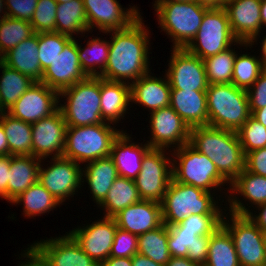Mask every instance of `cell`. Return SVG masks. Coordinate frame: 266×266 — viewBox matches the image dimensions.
Segmentation results:
<instances>
[{
  "label": "cell",
  "mask_w": 266,
  "mask_h": 266,
  "mask_svg": "<svg viewBox=\"0 0 266 266\" xmlns=\"http://www.w3.org/2000/svg\"><path fill=\"white\" fill-rule=\"evenodd\" d=\"M171 1L187 2V1H194V0H156L155 2H171Z\"/></svg>",
  "instance_id": "64"
},
{
  "label": "cell",
  "mask_w": 266,
  "mask_h": 266,
  "mask_svg": "<svg viewBox=\"0 0 266 266\" xmlns=\"http://www.w3.org/2000/svg\"><path fill=\"white\" fill-rule=\"evenodd\" d=\"M138 253V235L117 227L109 257L131 258Z\"/></svg>",
  "instance_id": "47"
},
{
  "label": "cell",
  "mask_w": 266,
  "mask_h": 266,
  "mask_svg": "<svg viewBox=\"0 0 266 266\" xmlns=\"http://www.w3.org/2000/svg\"><path fill=\"white\" fill-rule=\"evenodd\" d=\"M92 223L83 228L78 227L69 234L81 249L99 264L110 255L117 223L111 217H103L102 220Z\"/></svg>",
  "instance_id": "19"
},
{
  "label": "cell",
  "mask_w": 266,
  "mask_h": 266,
  "mask_svg": "<svg viewBox=\"0 0 266 266\" xmlns=\"http://www.w3.org/2000/svg\"><path fill=\"white\" fill-rule=\"evenodd\" d=\"M67 98L60 103L67 126H88L104 123L101 115L100 77H87L59 92V97ZM67 103V104H66Z\"/></svg>",
  "instance_id": "7"
},
{
  "label": "cell",
  "mask_w": 266,
  "mask_h": 266,
  "mask_svg": "<svg viewBox=\"0 0 266 266\" xmlns=\"http://www.w3.org/2000/svg\"><path fill=\"white\" fill-rule=\"evenodd\" d=\"M244 154L266 147V127L252 115L236 132Z\"/></svg>",
  "instance_id": "43"
},
{
  "label": "cell",
  "mask_w": 266,
  "mask_h": 266,
  "mask_svg": "<svg viewBox=\"0 0 266 266\" xmlns=\"http://www.w3.org/2000/svg\"><path fill=\"white\" fill-rule=\"evenodd\" d=\"M101 115L104 122L117 123L131 102L130 83L108 81L100 77ZM125 113V114H124Z\"/></svg>",
  "instance_id": "27"
},
{
  "label": "cell",
  "mask_w": 266,
  "mask_h": 266,
  "mask_svg": "<svg viewBox=\"0 0 266 266\" xmlns=\"http://www.w3.org/2000/svg\"><path fill=\"white\" fill-rule=\"evenodd\" d=\"M98 266H132L131 258L126 257H108Z\"/></svg>",
  "instance_id": "55"
},
{
  "label": "cell",
  "mask_w": 266,
  "mask_h": 266,
  "mask_svg": "<svg viewBox=\"0 0 266 266\" xmlns=\"http://www.w3.org/2000/svg\"><path fill=\"white\" fill-rule=\"evenodd\" d=\"M203 266H240L232 236L223 226L209 236L207 261Z\"/></svg>",
  "instance_id": "33"
},
{
  "label": "cell",
  "mask_w": 266,
  "mask_h": 266,
  "mask_svg": "<svg viewBox=\"0 0 266 266\" xmlns=\"http://www.w3.org/2000/svg\"><path fill=\"white\" fill-rule=\"evenodd\" d=\"M165 266H201L200 264L191 261L187 257H172Z\"/></svg>",
  "instance_id": "57"
},
{
  "label": "cell",
  "mask_w": 266,
  "mask_h": 266,
  "mask_svg": "<svg viewBox=\"0 0 266 266\" xmlns=\"http://www.w3.org/2000/svg\"><path fill=\"white\" fill-rule=\"evenodd\" d=\"M251 114L263 107H266V70H264L247 90Z\"/></svg>",
  "instance_id": "49"
},
{
  "label": "cell",
  "mask_w": 266,
  "mask_h": 266,
  "mask_svg": "<svg viewBox=\"0 0 266 266\" xmlns=\"http://www.w3.org/2000/svg\"><path fill=\"white\" fill-rule=\"evenodd\" d=\"M3 7H4V10H5L6 9V0H0V12L1 13L3 11Z\"/></svg>",
  "instance_id": "65"
},
{
  "label": "cell",
  "mask_w": 266,
  "mask_h": 266,
  "mask_svg": "<svg viewBox=\"0 0 266 266\" xmlns=\"http://www.w3.org/2000/svg\"><path fill=\"white\" fill-rule=\"evenodd\" d=\"M170 106L190 128L208 126L206 91L171 89Z\"/></svg>",
  "instance_id": "25"
},
{
  "label": "cell",
  "mask_w": 266,
  "mask_h": 266,
  "mask_svg": "<svg viewBox=\"0 0 266 266\" xmlns=\"http://www.w3.org/2000/svg\"><path fill=\"white\" fill-rule=\"evenodd\" d=\"M158 22L166 34L170 35L173 48H185L195 37L203 16L209 7L196 0L187 2H155Z\"/></svg>",
  "instance_id": "6"
},
{
  "label": "cell",
  "mask_w": 266,
  "mask_h": 266,
  "mask_svg": "<svg viewBox=\"0 0 266 266\" xmlns=\"http://www.w3.org/2000/svg\"><path fill=\"white\" fill-rule=\"evenodd\" d=\"M27 251V252H26ZM23 257L29 258V260L26 259V263H22L19 266H47L45 260L39 255V253L32 247H28L27 250H25Z\"/></svg>",
  "instance_id": "54"
},
{
  "label": "cell",
  "mask_w": 266,
  "mask_h": 266,
  "mask_svg": "<svg viewBox=\"0 0 266 266\" xmlns=\"http://www.w3.org/2000/svg\"><path fill=\"white\" fill-rule=\"evenodd\" d=\"M130 136L125 132L115 138L112 143L110 157L116 165L118 175L127 179L134 180L142 167V159L151 149L148 144L131 143Z\"/></svg>",
  "instance_id": "23"
},
{
  "label": "cell",
  "mask_w": 266,
  "mask_h": 266,
  "mask_svg": "<svg viewBox=\"0 0 266 266\" xmlns=\"http://www.w3.org/2000/svg\"><path fill=\"white\" fill-rule=\"evenodd\" d=\"M58 4L64 3V2H69L71 0H55Z\"/></svg>",
  "instance_id": "66"
},
{
  "label": "cell",
  "mask_w": 266,
  "mask_h": 266,
  "mask_svg": "<svg viewBox=\"0 0 266 266\" xmlns=\"http://www.w3.org/2000/svg\"><path fill=\"white\" fill-rule=\"evenodd\" d=\"M88 31L97 27L103 33L128 28L141 15L136 7L122 9L117 0H83Z\"/></svg>",
  "instance_id": "17"
},
{
  "label": "cell",
  "mask_w": 266,
  "mask_h": 266,
  "mask_svg": "<svg viewBox=\"0 0 266 266\" xmlns=\"http://www.w3.org/2000/svg\"><path fill=\"white\" fill-rule=\"evenodd\" d=\"M131 102L139 103L150 112L170 106L171 86L168 78H157L147 73L130 83Z\"/></svg>",
  "instance_id": "24"
},
{
  "label": "cell",
  "mask_w": 266,
  "mask_h": 266,
  "mask_svg": "<svg viewBox=\"0 0 266 266\" xmlns=\"http://www.w3.org/2000/svg\"><path fill=\"white\" fill-rule=\"evenodd\" d=\"M230 215L232 224L223 215L222 226L232 236L240 266H266L265 234L247 215Z\"/></svg>",
  "instance_id": "10"
},
{
  "label": "cell",
  "mask_w": 266,
  "mask_h": 266,
  "mask_svg": "<svg viewBox=\"0 0 266 266\" xmlns=\"http://www.w3.org/2000/svg\"><path fill=\"white\" fill-rule=\"evenodd\" d=\"M245 169L266 177V147L253 150L245 155Z\"/></svg>",
  "instance_id": "51"
},
{
  "label": "cell",
  "mask_w": 266,
  "mask_h": 266,
  "mask_svg": "<svg viewBox=\"0 0 266 266\" xmlns=\"http://www.w3.org/2000/svg\"><path fill=\"white\" fill-rule=\"evenodd\" d=\"M87 77L81 68L78 43L72 38L51 65L43 71L41 83L61 92Z\"/></svg>",
  "instance_id": "18"
},
{
  "label": "cell",
  "mask_w": 266,
  "mask_h": 266,
  "mask_svg": "<svg viewBox=\"0 0 266 266\" xmlns=\"http://www.w3.org/2000/svg\"><path fill=\"white\" fill-rule=\"evenodd\" d=\"M141 200L134 180L118 176L99 206L105 209V217L113 218L121 210Z\"/></svg>",
  "instance_id": "30"
},
{
  "label": "cell",
  "mask_w": 266,
  "mask_h": 266,
  "mask_svg": "<svg viewBox=\"0 0 266 266\" xmlns=\"http://www.w3.org/2000/svg\"><path fill=\"white\" fill-rule=\"evenodd\" d=\"M56 32L71 38L77 32H88L87 16L83 0H71L57 4ZM73 33V34H72Z\"/></svg>",
  "instance_id": "31"
},
{
  "label": "cell",
  "mask_w": 266,
  "mask_h": 266,
  "mask_svg": "<svg viewBox=\"0 0 266 266\" xmlns=\"http://www.w3.org/2000/svg\"><path fill=\"white\" fill-rule=\"evenodd\" d=\"M38 34L20 42L16 47L3 55L2 63L29 76L35 82H41L43 71L38 59Z\"/></svg>",
  "instance_id": "26"
},
{
  "label": "cell",
  "mask_w": 266,
  "mask_h": 266,
  "mask_svg": "<svg viewBox=\"0 0 266 266\" xmlns=\"http://www.w3.org/2000/svg\"><path fill=\"white\" fill-rule=\"evenodd\" d=\"M208 250L209 236H199L196 243L188 247L187 258L203 266L207 261Z\"/></svg>",
  "instance_id": "52"
},
{
  "label": "cell",
  "mask_w": 266,
  "mask_h": 266,
  "mask_svg": "<svg viewBox=\"0 0 266 266\" xmlns=\"http://www.w3.org/2000/svg\"><path fill=\"white\" fill-rule=\"evenodd\" d=\"M251 115L266 127V107L255 110Z\"/></svg>",
  "instance_id": "59"
},
{
  "label": "cell",
  "mask_w": 266,
  "mask_h": 266,
  "mask_svg": "<svg viewBox=\"0 0 266 266\" xmlns=\"http://www.w3.org/2000/svg\"><path fill=\"white\" fill-rule=\"evenodd\" d=\"M264 39L262 40L263 42H262V49H261V51H262V53H261V56H262V59L260 58V60H261V63H262V66H263V68H264V70H266V35H265V37H263Z\"/></svg>",
  "instance_id": "60"
},
{
  "label": "cell",
  "mask_w": 266,
  "mask_h": 266,
  "mask_svg": "<svg viewBox=\"0 0 266 266\" xmlns=\"http://www.w3.org/2000/svg\"><path fill=\"white\" fill-rule=\"evenodd\" d=\"M2 60H3V55H2L1 50H0V62H2Z\"/></svg>",
  "instance_id": "67"
},
{
  "label": "cell",
  "mask_w": 266,
  "mask_h": 266,
  "mask_svg": "<svg viewBox=\"0 0 266 266\" xmlns=\"http://www.w3.org/2000/svg\"><path fill=\"white\" fill-rule=\"evenodd\" d=\"M165 74L171 89L206 91L209 83L201 58L185 48H173Z\"/></svg>",
  "instance_id": "12"
},
{
  "label": "cell",
  "mask_w": 266,
  "mask_h": 266,
  "mask_svg": "<svg viewBox=\"0 0 266 266\" xmlns=\"http://www.w3.org/2000/svg\"><path fill=\"white\" fill-rule=\"evenodd\" d=\"M165 153V149L151 148L142 159L141 170L134 179L142 200L163 201L172 179V160Z\"/></svg>",
  "instance_id": "11"
},
{
  "label": "cell",
  "mask_w": 266,
  "mask_h": 266,
  "mask_svg": "<svg viewBox=\"0 0 266 266\" xmlns=\"http://www.w3.org/2000/svg\"><path fill=\"white\" fill-rule=\"evenodd\" d=\"M232 186V187H231ZM231 194H241L254 205L266 203V177L244 169L231 183Z\"/></svg>",
  "instance_id": "38"
},
{
  "label": "cell",
  "mask_w": 266,
  "mask_h": 266,
  "mask_svg": "<svg viewBox=\"0 0 266 266\" xmlns=\"http://www.w3.org/2000/svg\"><path fill=\"white\" fill-rule=\"evenodd\" d=\"M78 56L81 68L88 77L100 76L108 61L109 41L100 40L99 37L88 41L86 48H81V45H78ZM98 68L100 71L96 70Z\"/></svg>",
  "instance_id": "37"
},
{
  "label": "cell",
  "mask_w": 266,
  "mask_h": 266,
  "mask_svg": "<svg viewBox=\"0 0 266 266\" xmlns=\"http://www.w3.org/2000/svg\"><path fill=\"white\" fill-rule=\"evenodd\" d=\"M38 0H6V10L0 20L7 16L15 19L31 21Z\"/></svg>",
  "instance_id": "48"
},
{
  "label": "cell",
  "mask_w": 266,
  "mask_h": 266,
  "mask_svg": "<svg viewBox=\"0 0 266 266\" xmlns=\"http://www.w3.org/2000/svg\"><path fill=\"white\" fill-rule=\"evenodd\" d=\"M113 218L118 228L138 236L155 230L163 224L161 203L151 200L134 203Z\"/></svg>",
  "instance_id": "22"
},
{
  "label": "cell",
  "mask_w": 266,
  "mask_h": 266,
  "mask_svg": "<svg viewBox=\"0 0 266 266\" xmlns=\"http://www.w3.org/2000/svg\"><path fill=\"white\" fill-rule=\"evenodd\" d=\"M264 71L261 60L249 54H236L232 75V84L248 90Z\"/></svg>",
  "instance_id": "41"
},
{
  "label": "cell",
  "mask_w": 266,
  "mask_h": 266,
  "mask_svg": "<svg viewBox=\"0 0 266 266\" xmlns=\"http://www.w3.org/2000/svg\"><path fill=\"white\" fill-rule=\"evenodd\" d=\"M120 132L108 122L67 126L63 157L79 164L109 157L112 143Z\"/></svg>",
  "instance_id": "5"
},
{
  "label": "cell",
  "mask_w": 266,
  "mask_h": 266,
  "mask_svg": "<svg viewBox=\"0 0 266 266\" xmlns=\"http://www.w3.org/2000/svg\"><path fill=\"white\" fill-rule=\"evenodd\" d=\"M57 4L55 0H38L30 21L34 33L56 32Z\"/></svg>",
  "instance_id": "45"
},
{
  "label": "cell",
  "mask_w": 266,
  "mask_h": 266,
  "mask_svg": "<svg viewBox=\"0 0 266 266\" xmlns=\"http://www.w3.org/2000/svg\"><path fill=\"white\" fill-rule=\"evenodd\" d=\"M211 192L171 179L161 202L162 220L167 226L190 215H222Z\"/></svg>",
  "instance_id": "4"
},
{
  "label": "cell",
  "mask_w": 266,
  "mask_h": 266,
  "mask_svg": "<svg viewBox=\"0 0 266 266\" xmlns=\"http://www.w3.org/2000/svg\"><path fill=\"white\" fill-rule=\"evenodd\" d=\"M233 42L245 47L249 45L235 38L224 7L209 8L195 37L185 49L203 60L227 50Z\"/></svg>",
  "instance_id": "8"
},
{
  "label": "cell",
  "mask_w": 266,
  "mask_h": 266,
  "mask_svg": "<svg viewBox=\"0 0 266 266\" xmlns=\"http://www.w3.org/2000/svg\"><path fill=\"white\" fill-rule=\"evenodd\" d=\"M208 126L237 132L251 116L247 91L232 83L209 84Z\"/></svg>",
  "instance_id": "3"
},
{
  "label": "cell",
  "mask_w": 266,
  "mask_h": 266,
  "mask_svg": "<svg viewBox=\"0 0 266 266\" xmlns=\"http://www.w3.org/2000/svg\"><path fill=\"white\" fill-rule=\"evenodd\" d=\"M223 215H190L182 222L168 226V230L196 231L197 236H210L222 226Z\"/></svg>",
  "instance_id": "44"
},
{
  "label": "cell",
  "mask_w": 266,
  "mask_h": 266,
  "mask_svg": "<svg viewBox=\"0 0 266 266\" xmlns=\"http://www.w3.org/2000/svg\"><path fill=\"white\" fill-rule=\"evenodd\" d=\"M0 155H9L7 136L5 135L1 122H0Z\"/></svg>",
  "instance_id": "58"
},
{
  "label": "cell",
  "mask_w": 266,
  "mask_h": 266,
  "mask_svg": "<svg viewBox=\"0 0 266 266\" xmlns=\"http://www.w3.org/2000/svg\"><path fill=\"white\" fill-rule=\"evenodd\" d=\"M32 125V155L40 160L47 156L63 157L67 124L60 109Z\"/></svg>",
  "instance_id": "16"
},
{
  "label": "cell",
  "mask_w": 266,
  "mask_h": 266,
  "mask_svg": "<svg viewBox=\"0 0 266 266\" xmlns=\"http://www.w3.org/2000/svg\"><path fill=\"white\" fill-rule=\"evenodd\" d=\"M235 57L236 52H233L230 47L223 52L203 59L208 83H232Z\"/></svg>",
  "instance_id": "39"
},
{
  "label": "cell",
  "mask_w": 266,
  "mask_h": 266,
  "mask_svg": "<svg viewBox=\"0 0 266 266\" xmlns=\"http://www.w3.org/2000/svg\"><path fill=\"white\" fill-rule=\"evenodd\" d=\"M51 160L53 163L45 169L40 163L38 182L61 204L67 197L74 195L75 190L77 191L82 185L81 182H84L81 171L83 168L79 163L64 157Z\"/></svg>",
  "instance_id": "13"
},
{
  "label": "cell",
  "mask_w": 266,
  "mask_h": 266,
  "mask_svg": "<svg viewBox=\"0 0 266 266\" xmlns=\"http://www.w3.org/2000/svg\"><path fill=\"white\" fill-rule=\"evenodd\" d=\"M11 155H0V197L8 200Z\"/></svg>",
  "instance_id": "53"
},
{
  "label": "cell",
  "mask_w": 266,
  "mask_h": 266,
  "mask_svg": "<svg viewBox=\"0 0 266 266\" xmlns=\"http://www.w3.org/2000/svg\"><path fill=\"white\" fill-rule=\"evenodd\" d=\"M141 16L128 28L110 31L109 57L106 68L99 76L108 81L129 82L150 73L148 50L149 33ZM129 79V80H128Z\"/></svg>",
  "instance_id": "1"
},
{
  "label": "cell",
  "mask_w": 266,
  "mask_h": 266,
  "mask_svg": "<svg viewBox=\"0 0 266 266\" xmlns=\"http://www.w3.org/2000/svg\"><path fill=\"white\" fill-rule=\"evenodd\" d=\"M138 253L162 265L170 260L168 226L164 223L155 230L138 236Z\"/></svg>",
  "instance_id": "35"
},
{
  "label": "cell",
  "mask_w": 266,
  "mask_h": 266,
  "mask_svg": "<svg viewBox=\"0 0 266 266\" xmlns=\"http://www.w3.org/2000/svg\"><path fill=\"white\" fill-rule=\"evenodd\" d=\"M261 22L262 28L264 25L266 27V0H261Z\"/></svg>",
  "instance_id": "61"
},
{
  "label": "cell",
  "mask_w": 266,
  "mask_h": 266,
  "mask_svg": "<svg viewBox=\"0 0 266 266\" xmlns=\"http://www.w3.org/2000/svg\"><path fill=\"white\" fill-rule=\"evenodd\" d=\"M58 96L56 90L35 82L6 112L16 119L33 124L59 109Z\"/></svg>",
  "instance_id": "14"
},
{
  "label": "cell",
  "mask_w": 266,
  "mask_h": 266,
  "mask_svg": "<svg viewBox=\"0 0 266 266\" xmlns=\"http://www.w3.org/2000/svg\"><path fill=\"white\" fill-rule=\"evenodd\" d=\"M4 113L3 109H2V106H1V103H0V115Z\"/></svg>",
  "instance_id": "68"
},
{
  "label": "cell",
  "mask_w": 266,
  "mask_h": 266,
  "mask_svg": "<svg viewBox=\"0 0 266 266\" xmlns=\"http://www.w3.org/2000/svg\"><path fill=\"white\" fill-rule=\"evenodd\" d=\"M152 139L147 144L152 149H165L170 145L181 147L189 143V125L174 111L171 106L150 112Z\"/></svg>",
  "instance_id": "15"
},
{
  "label": "cell",
  "mask_w": 266,
  "mask_h": 266,
  "mask_svg": "<svg viewBox=\"0 0 266 266\" xmlns=\"http://www.w3.org/2000/svg\"><path fill=\"white\" fill-rule=\"evenodd\" d=\"M199 4L209 8H217V0H196Z\"/></svg>",
  "instance_id": "62"
},
{
  "label": "cell",
  "mask_w": 266,
  "mask_h": 266,
  "mask_svg": "<svg viewBox=\"0 0 266 266\" xmlns=\"http://www.w3.org/2000/svg\"><path fill=\"white\" fill-rule=\"evenodd\" d=\"M71 39V37L57 32L38 33V59L42 71L51 65Z\"/></svg>",
  "instance_id": "42"
},
{
  "label": "cell",
  "mask_w": 266,
  "mask_h": 266,
  "mask_svg": "<svg viewBox=\"0 0 266 266\" xmlns=\"http://www.w3.org/2000/svg\"><path fill=\"white\" fill-rule=\"evenodd\" d=\"M34 34L29 21L6 17L0 20V50L4 55Z\"/></svg>",
  "instance_id": "40"
},
{
  "label": "cell",
  "mask_w": 266,
  "mask_h": 266,
  "mask_svg": "<svg viewBox=\"0 0 266 266\" xmlns=\"http://www.w3.org/2000/svg\"><path fill=\"white\" fill-rule=\"evenodd\" d=\"M45 260L47 266H98L86 254L74 238L67 233L63 237L52 238L31 245Z\"/></svg>",
  "instance_id": "20"
},
{
  "label": "cell",
  "mask_w": 266,
  "mask_h": 266,
  "mask_svg": "<svg viewBox=\"0 0 266 266\" xmlns=\"http://www.w3.org/2000/svg\"><path fill=\"white\" fill-rule=\"evenodd\" d=\"M189 144L206 155L229 183L245 169V154L235 131L195 126L190 130Z\"/></svg>",
  "instance_id": "2"
},
{
  "label": "cell",
  "mask_w": 266,
  "mask_h": 266,
  "mask_svg": "<svg viewBox=\"0 0 266 266\" xmlns=\"http://www.w3.org/2000/svg\"><path fill=\"white\" fill-rule=\"evenodd\" d=\"M9 155H32V125L12 117L7 112L0 115Z\"/></svg>",
  "instance_id": "32"
},
{
  "label": "cell",
  "mask_w": 266,
  "mask_h": 266,
  "mask_svg": "<svg viewBox=\"0 0 266 266\" xmlns=\"http://www.w3.org/2000/svg\"><path fill=\"white\" fill-rule=\"evenodd\" d=\"M22 202L23 212L28 217L41 215L60 205V202L38 181L12 201L13 204Z\"/></svg>",
  "instance_id": "36"
},
{
  "label": "cell",
  "mask_w": 266,
  "mask_h": 266,
  "mask_svg": "<svg viewBox=\"0 0 266 266\" xmlns=\"http://www.w3.org/2000/svg\"><path fill=\"white\" fill-rule=\"evenodd\" d=\"M41 160L33 155H11L8 202L12 203L22 192L38 181Z\"/></svg>",
  "instance_id": "28"
},
{
  "label": "cell",
  "mask_w": 266,
  "mask_h": 266,
  "mask_svg": "<svg viewBox=\"0 0 266 266\" xmlns=\"http://www.w3.org/2000/svg\"><path fill=\"white\" fill-rule=\"evenodd\" d=\"M230 196L228 202L230 203L229 211L238 215H247L256 225L257 227L265 234L266 233V203L259 205L258 210L260 209L258 215H254L253 213L247 209L243 203H241L238 198Z\"/></svg>",
  "instance_id": "50"
},
{
  "label": "cell",
  "mask_w": 266,
  "mask_h": 266,
  "mask_svg": "<svg viewBox=\"0 0 266 266\" xmlns=\"http://www.w3.org/2000/svg\"><path fill=\"white\" fill-rule=\"evenodd\" d=\"M0 103L4 112L12 108L15 102L26 92L34 83L29 76L21 74L4 63L0 62Z\"/></svg>",
  "instance_id": "34"
},
{
  "label": "cell",
  "mask_w": 266,
  "mask_h": 266,
  "mask_svg": "<svg viewBox=\"0 0 266 266\" xmlns=\"http://www.w3.org/2000/svg\"><path fill=\"white\" fill-rule=\"evenodd\" d=\"M224 8L235 38L249 46L257 42L256 38L262 29L261 0H233Z\"/></svg>",
  "instance_id": "21"
},
{
  "label": "cell",
  "mask_w": 266,
  "mask_h": 266,
  "mask_svg": "<svg viewBox=\"0 0 266 266\" xmlns=\"http://www.w3.org/2000/svg\"><path fill=\"white\" fill-rule=\"evenodd\" d=\"M231 1L233 0H217V8L225 7Z\"/></svg>",
  "instance_id": "63"
},
{
  "label": "cell",
  "mask_w": 266,
  "mask_h": 266,
  "mask_svg": "<svg viewBox=\"0 0 266 266\" xmlns=\"http://www.w3.org/2000/svg\"><path fill=\"white\" fill-rule=\"evenodd\" d=\"M196 231L168 230V249L172 257H187L188 247L196 243Z\"/></svg>",
  "instance_id": "46"
},
{
  "label": "cell",
  "mask_w": 266,
  "mask_h": 266,
  "mask_svg": "<svg viewBox=\"0 0 266 266\" xmlns=\"http://www.w3.org/2000/svg\"><path fill=\"white\" fill-rule=\"evenodd\" d=\"M172 179L186 185L211 192L210 189L229 183L217 170L215 164L204 154L198 152L189 143L174 149ZM177 156V157H176ZM177 166H176V164Z\"/></svg>",
  "instance_id": "9"
},
{
  "label": "cell",
  "mask_w": 266,
  "mask_h": 266,
  "mask_svg": "<svg viewBox=\"0 0 266 266\" xmlns=\"http://www.w3.org/2000/svg\"><path fill=\"white\" fill-rule=\"evenodd\" d=\"M82 172L91 190L90 193L93 194L95 202L100 205L119 176L113 159L109 156L88 162Z\"/></svg>",
  "instance_id": "29"
},
{
  "label": "cell",
  "mask_w": 266,
  "mask_h": 266,
  "mask_svg": "<svg viewBox=\"0 0 266 266\" xmlns=\"http://www.w3.org/2000/svg\"><path fill=\"white\" fill-rule=\"evenodd\" d=\"M131 262L132 266H164L139 253L131 257Z\"/></svg>",
  "instance_id": "56"
}]
</instances>
